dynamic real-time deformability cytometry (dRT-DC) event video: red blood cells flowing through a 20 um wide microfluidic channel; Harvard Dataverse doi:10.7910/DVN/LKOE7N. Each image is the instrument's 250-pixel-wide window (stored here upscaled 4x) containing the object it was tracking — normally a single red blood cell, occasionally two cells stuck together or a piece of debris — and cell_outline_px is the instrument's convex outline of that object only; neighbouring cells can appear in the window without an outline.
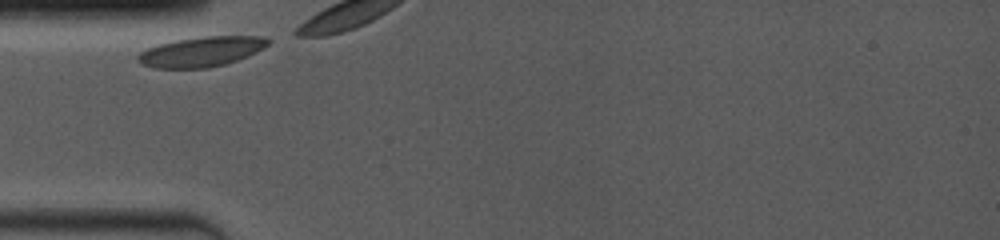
{"species": "common noctule bat (a hibernating species)", "species_latin": "Nyctalus noctula", "temperature_condition": "room temperature", "stored_images_in_passage": 3, "camera_frame_rate_fps": 4000, "um_per_image_px": 0.085, "animal": {"sex": "female", "body_mass_g": 19.0, "forearm_length_mm": 53.3}, "frame": {"image": 1, "passage_image": 1, "time_ms": 0.0, "image_size_px": [1000, 240], "cell_outline_px": [[268, 44], [264, 48], [256, 52], [236, 60], [224, 64], [208, 68], [152, 68], [140, 64], [136, 60], [136, 56], [140, 52], [148, 48], [160, 44], [176, 40], [204, 36], [264, 36], [268, 40]], "centroid_in_image_um": [17.07, 4.4], "position_along_channel_um": 67.9, "area_um2": 22.66}}